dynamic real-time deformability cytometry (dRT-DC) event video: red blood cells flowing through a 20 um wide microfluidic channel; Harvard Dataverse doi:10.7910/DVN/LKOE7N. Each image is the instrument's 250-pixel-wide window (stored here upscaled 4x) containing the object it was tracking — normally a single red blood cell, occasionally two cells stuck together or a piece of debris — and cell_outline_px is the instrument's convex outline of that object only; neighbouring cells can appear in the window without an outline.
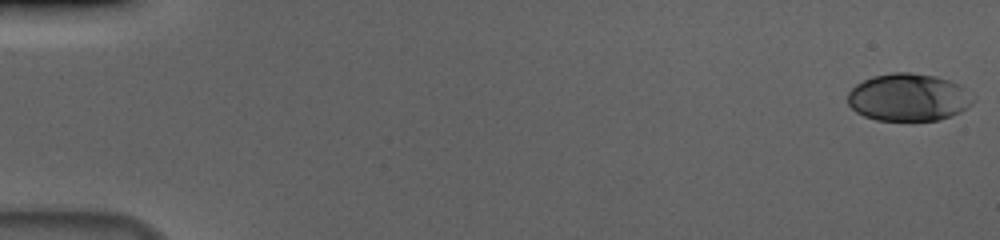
{"species": "human", "species_latin": "Homo sapiens", "temperature_condition": "cold", "stored_images_in_passage": 57, "camera_frame_rate_fps": 3000, "um_per_image_px": 0.085, "donor": {"sex": "male"}, "frame": {"image": 1, "passage_image": 1, "time_ms": 0.0, "image_size_px": [1000, 240], "cell_outline_px": [[976, 100], [972, 104], [960, 112], [952, 116], [940, 120], [876, 120], [864, 116], [856, 112], [848, 104], [848, 92], [856, 84], [872, 76], [892, 72], [908, 72], [936, 76], [960, 84], [976, 96]], "centroid_in_image_um": [77.26, 8.27], "position_along_channel_um": 7.7, "area_um2": 35.08}}
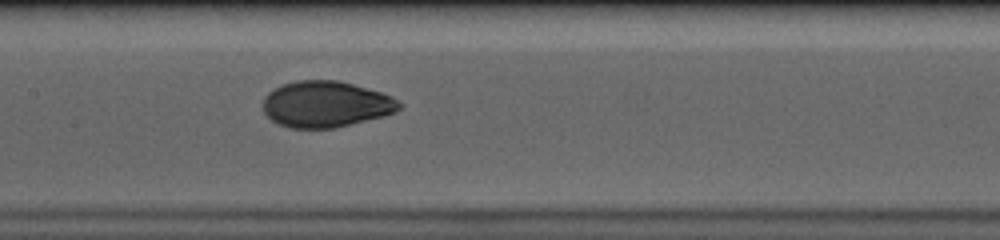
{"frame": {"image": 2, "passage_image": 29, "time_ms": 9.333, "image_size_px": [1000, 240], "cell_outline_px": [[404, 104], [396, 112], [384, 116], [336, 128], [292, 128], [276, 124], [264, 112], [264, 96], [268, 92], [284, 84], [296, 80], [336, 80], [352, 84], [380, 92], [392, 96]], "centroid_in_image_um": [27.72, 8.87], "position_along_channel_um": 179.7, "area_um2": 36.7}}
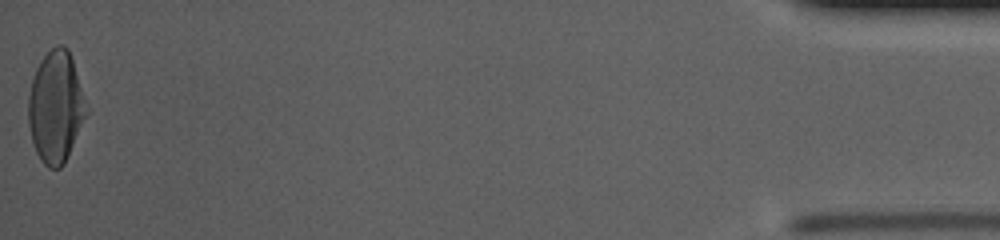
{"frame": {"image": 3, "passage_image": 57, "time_ms": 18.667, "image_size_px": [1000, 240], "cell_outline_px": [[88, 112], [64, 164], [60, 168], [48, 168], [40, 160], [36, 152], [32, 140], [28, 124], [28, 96], [32, 80], [36, 68], [40, 60], [56, 44], [64, 44], [68, 48], [72, 60]], "centroid_in_image_um": [4.71, 9.1], "position_along_channel_um": 430.5, "area_um2": 37.4}, "authors_computed_cell_mechanics": {"area_um2": 36.2406, "velocity_mm_per_s": 3.6691, "shape_relaxation_time_tau1_ms": 4.0484, "shape_relaxation_time_tau2_ms": 1.0059, "deformation_change_tau1": 0.1752, "deformation_change_tau2": 0.038}}